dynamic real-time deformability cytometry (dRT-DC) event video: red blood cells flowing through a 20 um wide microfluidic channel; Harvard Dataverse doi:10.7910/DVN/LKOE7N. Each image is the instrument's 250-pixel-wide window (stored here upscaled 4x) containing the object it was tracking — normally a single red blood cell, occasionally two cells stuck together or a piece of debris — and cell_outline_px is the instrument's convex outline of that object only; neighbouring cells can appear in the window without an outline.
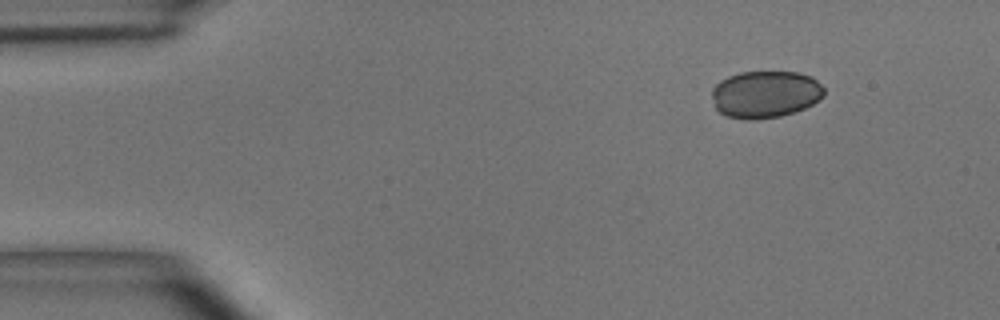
{"species": "common noctule bat (a hibernating species)", "species_latin": "Nyctalus noctula", "temperature_condition": "room temperature", "stored_images_in_passage": 44, "camera_frame_rate_fps": 3000, "um_per_image_px": 0.085, "animal": {"sex": "male", "body_mass_g": 15.6}, "frame": {"image": 1, "passage_image": 1, "time_ms": 0.0, "image_size_px": [1000, 320], "cell_outline_px": [[824, 96], [820, 100], [804, 108], [780, 116], [752, 120], [748, 120], [724, 116], [716, 108], [712, 96], [712, 88], [720, 80], [728, 76], [740, 72], [800, 72], [812, 76], [824, 88]], "centroid_in_image_um": [65.05, 8.01], "position_along_channel_um": 20.0, "area_um2": 30.98}}
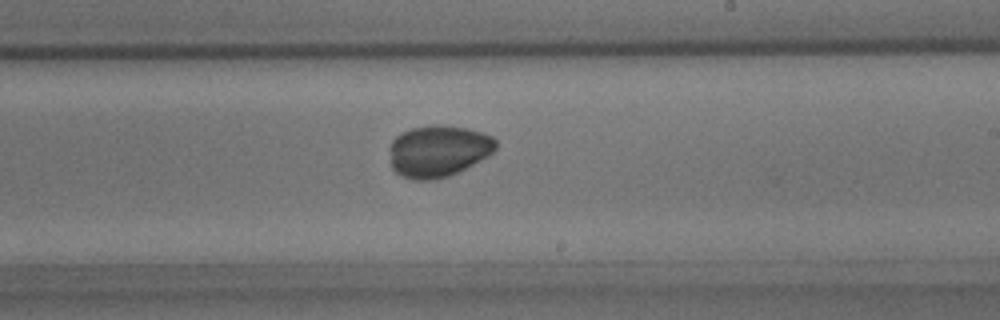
{"frame": {"image": 2, "passage_image": 24, "time_ms": 7.667, "image_size_px": [1000, 320], "cell_outline_px": [[496, 148], [488, 156], [448, 176], [432, 180], [412, 180], [400, 176], [392, 168], [388, 148], [392, 140], [396, 136], [412, 128], [436, 124], [440, 124], [468, 128], [484, 132], [492, 136], [496, 140]], "centroid_in_image_um": [37.23, 12.83], "position_along_channel_um": 251.8, "area_um2": 32.19}}
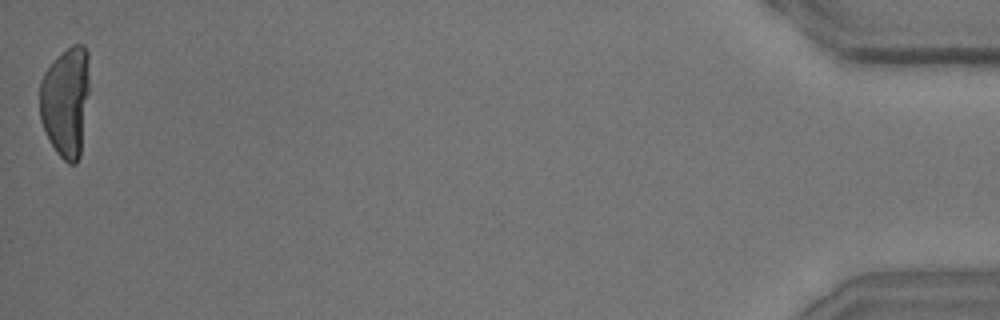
{"frame": {"image": 3, "passage_image": 44, "time_ms": 14.333, "image_size_px": [1000, 320], "cell_outline_px": [[88, 92], [80, 156], [76, 164], [68, 164], [56, 152], [40, 120], [40, 80], [44, 72], [72, 44], [84, 44], [88, 52]], "centroid_in_image_um": [5.59, 8.65], "position_along_channel_um": 429.6, "area_um2": 31.56}}